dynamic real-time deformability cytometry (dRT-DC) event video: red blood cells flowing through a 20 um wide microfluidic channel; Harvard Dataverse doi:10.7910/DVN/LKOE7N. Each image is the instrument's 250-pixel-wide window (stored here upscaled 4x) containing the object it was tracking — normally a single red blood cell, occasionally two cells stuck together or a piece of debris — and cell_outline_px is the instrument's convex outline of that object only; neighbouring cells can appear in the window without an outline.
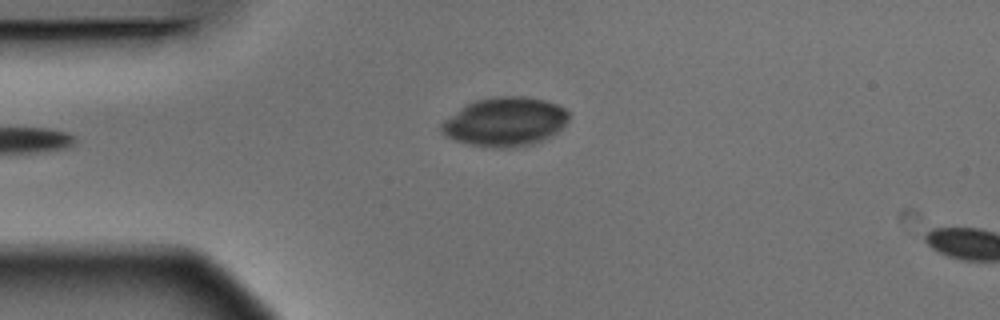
{"species": "Egyptian fruit bat (a non-hibernating species)", "species_latin": "Rousettus aegyptiacus", "temperature_condition": "warm", "stored_images_in_passage": 4, "camera_frame_rate_fps": 3000, "um_per_image_px": 0.085, "animal": {"sex": "male"}, "frame": {"image": 1, "passage_image": 4, "time_ms": 1.0, "image_size_px": [1000, 320], "cell_outline_px": [[568, 120], [552, 136], [532, 144], [508, 148], [492, 148], [472, 144], [456, 140], [448, 136], [440, 128], [440, 124], [444, 120], [460, 108], [476, 100], [496, 96], [524, 96], [544, 100], [556, 104], [564, 108], [568, 112]], "centroid_in_image_um": [42.94, 10.35], "position_along_channel_um": 42.1, "area_um2": 35.95}}